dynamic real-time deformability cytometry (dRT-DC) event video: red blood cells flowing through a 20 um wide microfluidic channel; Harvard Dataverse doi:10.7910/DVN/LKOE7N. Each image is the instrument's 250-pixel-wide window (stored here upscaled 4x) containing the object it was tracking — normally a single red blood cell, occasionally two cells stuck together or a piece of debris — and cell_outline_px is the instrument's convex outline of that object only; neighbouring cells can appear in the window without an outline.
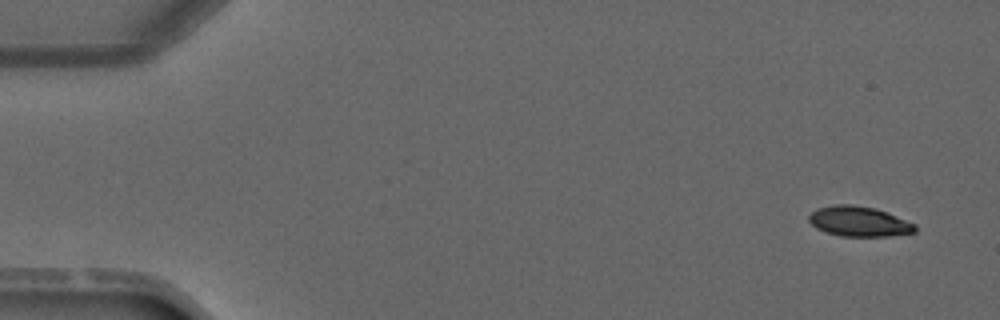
{"species": "common noctule bat (a hibernating species)", "species_latin": "Nyctalus noctula", "temperature_condition": "warm", "stored_images_in_passage": 4, "camera_frame_rate_fps": 3000, "um_per_image_px": 0.085, "animal": {"sex": "male", "forearm_length_mm": 52.5}, "frame": {"image": 1, "passage_image": 1, "time_ms": 0.0, "image_size_px": [1000, 320], "cell_outline_px": [[916, 232], [888, 236], [840, 236], [816, 228], [808, 220], [808, 216], [816, 208], [836, 204], [848, 204], [876, 208], [916, 224]], "centroid_in_image_um": [73.01, 18.82], "position_along_channel_um": 12.0, "area_um2": 18.55}}
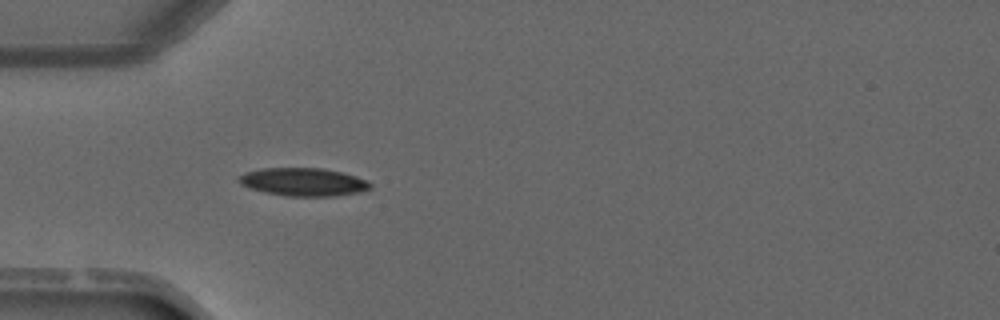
{"frame": {"image": 2, "passage_image": 4, "time_ms": 3.667, "image_size_px": [1000, 320], "cell_outline_px": [[372, 188], [356, 192], [332, 196], [288, 196], [248, 188], [240, 184], [236, 180], [244, 172], [264, 168], [324, 168], [344, 172], [368, 180], [372, 184]], "centroid_in_image_um": [25.79, 15.45], "position_along_channel_um": 59.2, "area_um2": 21.5}}